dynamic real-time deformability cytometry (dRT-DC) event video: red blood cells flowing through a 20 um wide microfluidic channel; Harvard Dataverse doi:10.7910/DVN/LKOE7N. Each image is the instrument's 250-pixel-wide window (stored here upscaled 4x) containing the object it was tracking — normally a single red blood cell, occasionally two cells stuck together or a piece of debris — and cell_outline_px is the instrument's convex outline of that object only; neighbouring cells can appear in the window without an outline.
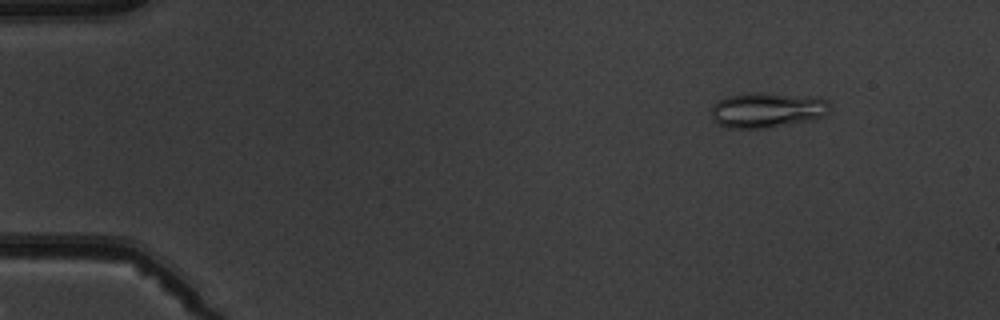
{"species": "common noctule bat (a hibernating species)", "species_latin": "Nyctalus noctula", "temperature_condition": "warm", "stored_images_in_passage": 4, "camera_frame_rate_fps": 3000, "um_per_image_px": 0.085, "animal": {"sex": "male", "body_mass_g": 19.5, "forearm_length_mm": 54.6}, "frame": {"image": 1, "passage_image": 2, "time_ms": 1.0, "image_size_px": [1000, 320], "cell_outline_px": [[832, 108], [828, 116], [812, 120], [768, 128], [728, 128], [716, 124], [712, 120], [712, 108], [720, 100], [728, 96], [748, 92], [760, 92], [820, 96], [828, 100]], "centroid_in_image_um": [65.31, 9.34], "position_along_channel_um": 19.7, "area_um2": 25.09}}